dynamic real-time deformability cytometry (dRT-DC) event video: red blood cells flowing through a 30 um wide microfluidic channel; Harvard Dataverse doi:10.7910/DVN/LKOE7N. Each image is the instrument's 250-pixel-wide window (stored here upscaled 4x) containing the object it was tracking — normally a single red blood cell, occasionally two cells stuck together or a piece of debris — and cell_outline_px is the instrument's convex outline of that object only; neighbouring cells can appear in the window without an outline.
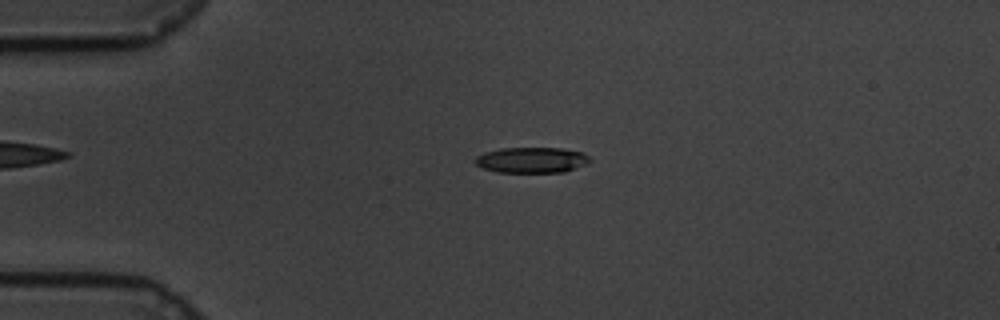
{"species": "common noctule bat (a hibernating species)", "species_latin": "Nyctalus noctula", "temperature_condition": "cold", "stored_images_in_passage": 60, "camera_frame_rate_fps": 3000, "um_per_image_px": 0.085, "animal": {"sex": "male", "body_mass_g": 19.5, "forearm_length_mm": 54.6}, "frame": {"image": 1, "passage_image": 14, "time_ms": 4.333, "image_size_px": [1000, 320], "cell_outline_px": [[588, 164], [564, 172], [496, 172], [484, 168], [476, 164], [476, 156], [484, 152], [500, 148], [560, 148], [580, 152], [588, 156]], "centroid_in_image_um": [45.17, 13.6], "position_along_channel_um": 39.8, "area_um2": 16.99}}
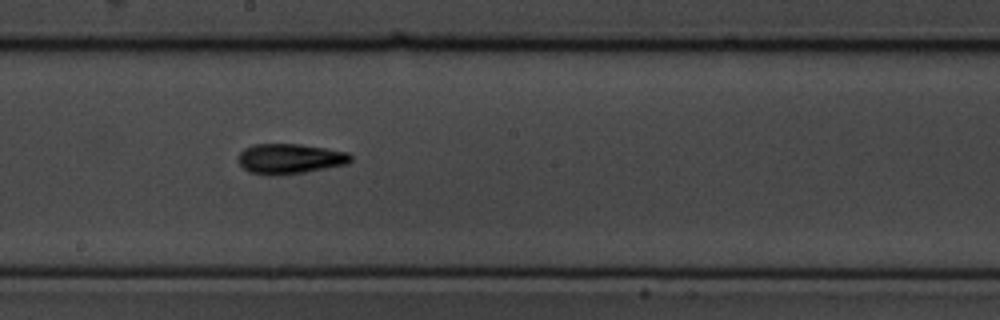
{"frame": {"image": 2, "passage_image": 33, "time_ms": 10.667, "image_size_px": [1000, 320], "cell_outline_px": [[352, 160], [348, 164], [304, 172], [268, 176], [248, 172], [240, 164], [240, 152], [244, 148], [252, 144], [300, 144], [328, 148], [348, 152], [352, 156]], "centroid_in_image_um": [24.66, 13.49], "position_along_channel_um": 223.5, "area_um2": 19.83}}
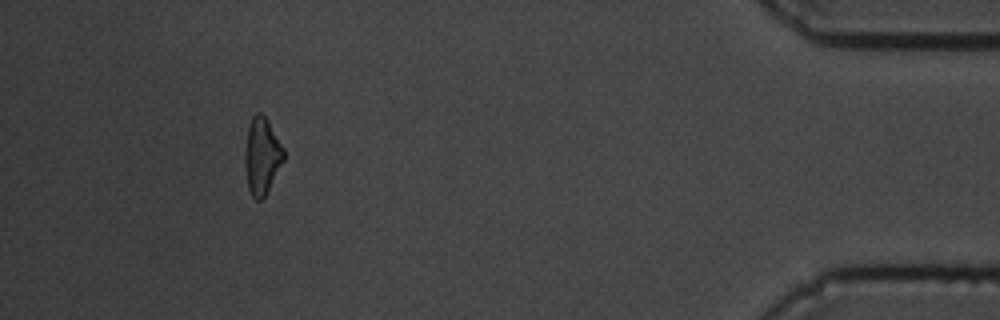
{"frame": {"image": 3, "passage_image": 55, "time_ms": 18.0, "image_size_px": [1000, 320], "cell_outline_px": [[284, 160], [264, 196], [260, 200], [256, 200], [252, 196], [248, 188], [244, 164], [244, 152], [248, 124], [252, 116], [256, 112], [260, 112], [268, 120], [284, 148]], "centroid_in_image_um": [22.24, 13.22], "position_along_channel_um": 413.0, "area_um2": 17.4}, "authors_computed_cell_mechanics": {"area_um2": 17.6579, "velocity_mm_per_s": 3.3778, "shape_relaxation_time_tau1_ms": 6.6197, "shape_relaxation_time_tau2_ms": 3.0796, "deformation_change_tau1": 0.1719, "deformation_change_tau2": 0.1126}}